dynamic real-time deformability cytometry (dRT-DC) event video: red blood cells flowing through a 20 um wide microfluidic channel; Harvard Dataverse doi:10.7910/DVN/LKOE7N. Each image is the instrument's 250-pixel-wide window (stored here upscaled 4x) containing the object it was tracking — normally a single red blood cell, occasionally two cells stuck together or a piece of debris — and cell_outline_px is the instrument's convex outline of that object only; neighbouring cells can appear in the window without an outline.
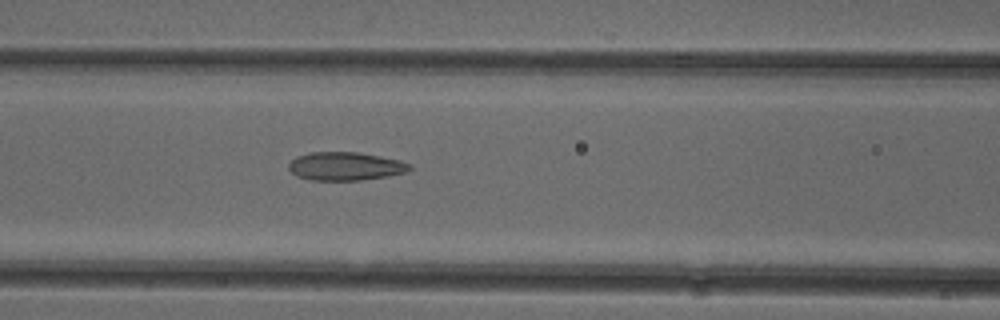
{"species": "common noctule bat (a hibernating species)", "species_latin": "Nyctalus noctula", "temperature_condition": "cold", "stored_images_in_passage": 36, "camera_frame_rate_fps": 3000, "um_per_image_px": 0.085, "animal": {"sex": "female"}, "frame": {"image": 1, "passage_image": 8, "time_ms": 2.333, "image_size_px": [1000, 320], "cell_outline_px": [[412, 168], [404, 172], [388, 176], [360, 180], [308, 180], [296, 176], [288, 168], [288, 164], [296, 156], [312, 152], [356, 152], [380, 156], [400, 160], [412, 164]], "centroid_in_image_um": [29.34, 14.13], "position_along_channel_um": 137.3, "area_um2": 20.0}}
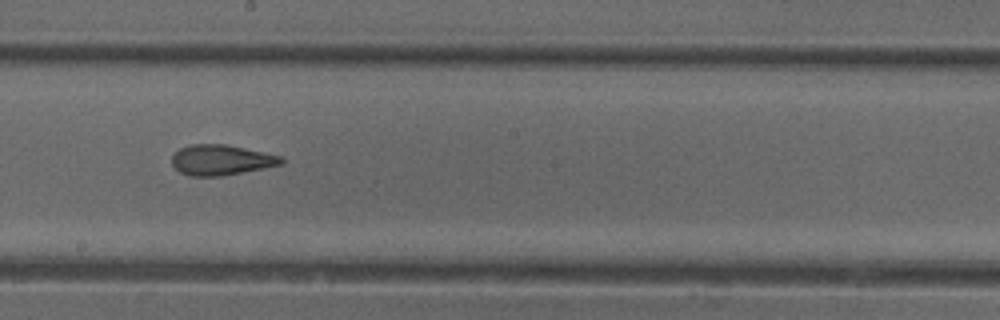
{"frame": {"image": 2, "passage_image": 15, "time_ms": 4.667, "image_size_px": [1000, 320], "cell_outline_px": [[284, 164], [220, 176], [188, 176], [180, 172], [172, 164], [172, 156], [180, 148], [192, 144], [224, 144], [264, 152], [280, 156], [284, 160]], "centroid_in_image_um": [18.79, 13.6], "position_along_channel_um": 229.4, "area_um2": 19.19}}
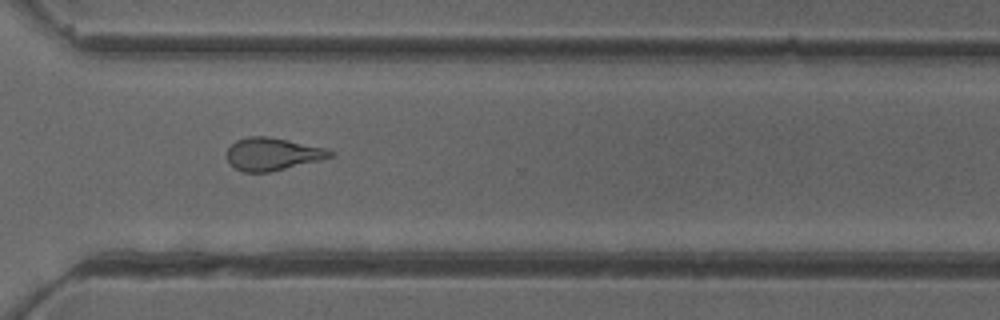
{"frame": {"image": 3, "passage_image": 24, "time_ms": 7.667, "image_size_px": [1000, 320], "cell_outline_px": [[336, 156], [320, 160], [268, 172], [244, 172], [228, 164], [228, 148], [236, 140], [248, 136], [268, 136], [288, 140], [324, 148], [336, 152]], "centroid_in_image_um": [23.17, 13.09], "position_along_channel_um": 347.4, "area_um2": 19.54}, "authors_computed_cell_mechanics": {"area_um2": 19.6231, "velocity_mm_per_s": 3.953, "shape_relaxation_time_tau1_ms": null, "shape_relaxation_time_tau2_ms": 2.6157, "deformation_change_tau1": null, "deformation_change_tau2": 0.0996}}